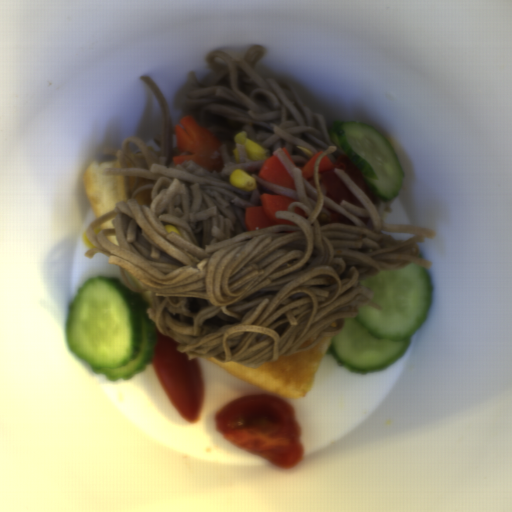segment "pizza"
Returning <instances> with one entry per match:
<instances>
[{"instance_id":"obj_1","label":"pizza","mask_w":512,"mask_h":512,"mask_svg":"<svg viewBox=\"0 0 512 512\" xmlns=\"http://www.w3.org/2000/svg\"><path fill=\"white\" fill-rule=\"evenodd\" d=\"M332 337L322 338L309 350L266 360L255 367L235 361L224 362L207 358L210 362L236 377L251 383L269 396L280 398L305 397L317 375L320 363Z\"/></svg>"},{"instance_id":"obj_2","label":"pizza","mask_w":512,"mask_h":512,"mask_svg":"<svg viewBox=\"0 0 512 512\" xmlns=\"http://www.w3.org/2000/svg\"><path fill=\"white\" fill-rule=\"evenodd\" d=\"M119 164L118 159L101 163L94 161L83 173L82 186L98 220L116 210L119 202L128 200L123 175L103 172L105 168H118Z\"/></svg>"},{"instance_id":"obj_3","label":"pizza","mask_w":512,"mask_h":512,"mask_svg":"<svg viewBox=\"0 0 512 512\" xmlns=\"http://www.w3.org/2000/svg\"><path fill=\"white\" fill-rule=\"evenodd\" d=\"M152 190H153V188H149V189H145L141 192L136 193L134 198L139 206L145 205L150 208L151 201H152Z\"/></svg>"},{"instance_id":"obj_4","label":"pizza","mask_w":512,"mask_h":512,"mask_svg":"<svg viewBox=\"0 0 512 512\" xmlns=\"http://www.w3.org/2000/svg\"><path fill=\"white\" fill-rule=\"evenodd\" d=\"M115 218H111L110 220H108L107 222L103 223L102 225L99 226L100 230H115L114 229V226L112 224L113 220Z\"/></svg>"},{"instance_id":"obj_5","label":"pizza","mask_w":512,"mask_h":512,"mask_svg":"<svg viewBox=\"0 0 512 512\" xmlns=\"http://www.w3.org/2000/svg\"><path fill=\"white\" fill-rule=\"evenodd\" d=\"M106 239L109 240L111 243L118 246V239L116 234L115 235H106Z\"/></svg>"},{"instance_id":"obj_6","label":"pizza","mask_w":512,"mask_h":512,"mask_svg":"<svg viewBox=\"0 0 512 512\" xmlns=\"http://www.w3.org/2000/svg\"><path fill=\"white\" fill-rule=\"evenodd\" d=\"M314 341H303L302 344L299 346L298 349H304L306 347H308L310 344H312Z\"/></svg>"},{"instance_id":"obj_7","label":"pizza","mask_w":512,"mask_h":512,"mask_svg":"<svg viewBox=\"0 0 512 512\" xmlns=\"http://www.w3.org/2000/svg\"><path fill=\"white\" fill-rule=\"evenodd\" d=\"M136 182V179H135V176H130L129 178V183L131 185V187L133 188L134 184Z\"/></svg>"}]
</instances>
